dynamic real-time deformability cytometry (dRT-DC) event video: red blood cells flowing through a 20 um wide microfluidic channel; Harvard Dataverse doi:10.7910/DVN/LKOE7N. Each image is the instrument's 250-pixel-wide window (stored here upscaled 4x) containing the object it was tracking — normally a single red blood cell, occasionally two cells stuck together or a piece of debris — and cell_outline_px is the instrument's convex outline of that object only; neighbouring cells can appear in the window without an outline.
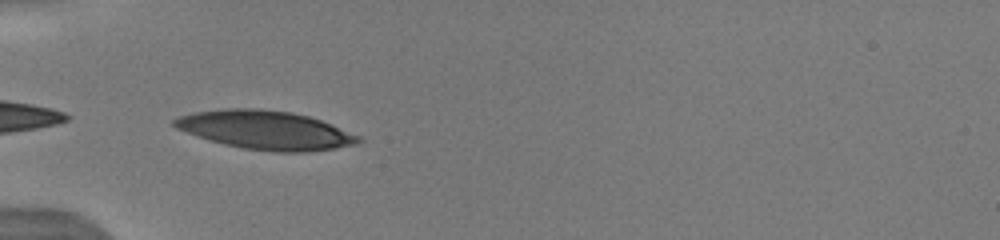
{"species": "human", "species_latin": "Homo sapiens", "temperature_condition": "warm", "stored_images_in_passage": 37, "camera_frame_rate_fps": 3000, "um_per_image_px": 0.085, "donor": {"sex": "male"}, "frame": {"image": 1, "passage_image": 1, "time_ms": 0.0, "image_size_px": [1000, 240], "cell_outline_px": [[364, 140], [360, 144], [336, 148], [308, 152], [276, 152], [244, 148], [224, 144], [176, 128], [172, 124], [172, 120], [180, 116], [192, 112], [228, 108], [260, 108], [292, 112], [308, 116], [320, 120], [360, 136]], "centroid_in_image_um": [22.61, 11.05], "position_along_channel_um": 62.4, "area_um2": 41.38}, "authors_computed_cell_mechanics": {"area_um2": 39.4196, "velocity_mm_per_s": 3.9992, "shape_relaxation_time_tau1_ms": 4.2272, "shape_relaxation_time_tau2_ms": 1.0866, "deformation_change_tau1": 0.182, "deformation_change_tau2": 0.0737}}